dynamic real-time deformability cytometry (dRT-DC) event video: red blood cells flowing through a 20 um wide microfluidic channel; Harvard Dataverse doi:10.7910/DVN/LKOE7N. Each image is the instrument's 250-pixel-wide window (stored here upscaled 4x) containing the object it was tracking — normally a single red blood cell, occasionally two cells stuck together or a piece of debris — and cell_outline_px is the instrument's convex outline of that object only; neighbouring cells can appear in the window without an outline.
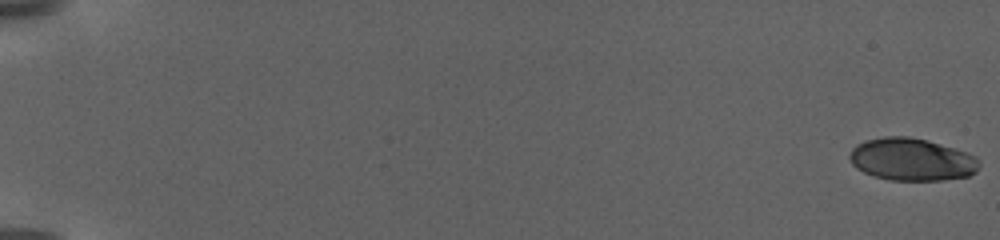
{"species": "human", "species_latin": "Homo sapiens", "temperature_condition": "warm", "stored_images_in_passage": 13, "camera_frame_rate_fps": 3000, "um_per_image_px": 0.085, "donor": {"sex": "female"}, "frame": {"image": 1, "passage_image": 1, "time_ms": 0.0, "image_size_px": [1000, 240], "cell_outline_px": [[980, 164], [976, 172], [968, 176], [940, 180], [892, 180], [876, 176], [864, 172], [856, 168], [852, 164], [848, 156], [852, 148], [856, 144], [864, 140], [884, 136], [908, 136], [928, 140], [976, 156]], "centroid_in_image_um": [77.46, 13.54], "position_along_channel_um": 7.5, "area_um2": 32.02}}
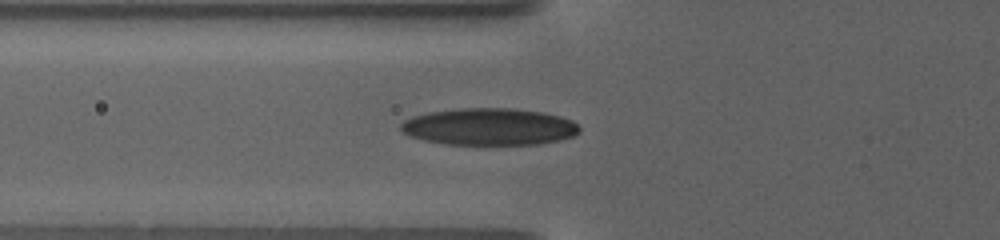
{"frame": {"image": 2, "passage_image": 10, "time_ms": 9.667, "image_size_px": [1000, 240], "cell_outline_px": [[580, 132], [572, 136], [540, 144], [444, 144], [424, 140], [408, 136], [400, 128], [400, 124], [404, 120], [412, 116], [428, 112], [460, 108], [512, 108], [540, 112], [560, 116], [572, 120], [580, 128]], "centroid_in_image_um": [41.55, 10.77], "position_along_channel_um": 84.3, "area_um2": 38.44}}
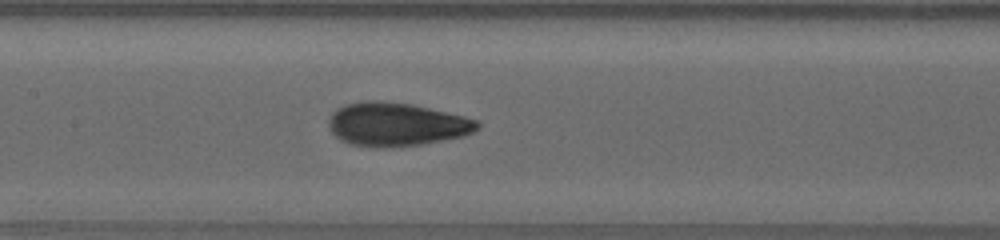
{"frame": {"image": 3, "passage_image": 13, "time_ms": 12.667, "image_size_px": [1000, 240], "cell_outline_px": [[480, 124], [472, 132], [464, 136], [420, 144], [384, 148], [376, 148], [352, 144], [340, 140], [332, 132], [328, 124], [328, 120], [332, 112], [336, 108], [344, 104], [364, 100], [376, 100], [412, 104], [464, 116], [476, 120]], "centroid_in_image_um": [33.64, 10.56], "position_along_channel_um": 173.8, "area_um2": 37.69}}